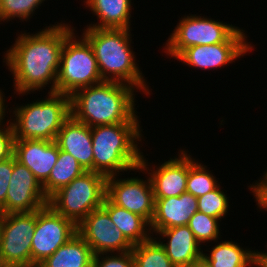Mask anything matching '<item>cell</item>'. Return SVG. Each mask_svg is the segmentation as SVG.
Returning <instances> with one entry per match:
<instances>
[{"instance_id":"6da1fadb","label":"cell","mask_w":267,"mask_h":267,"mask_svg":"<svg viewBox=\"0 0 267 267\" xmlns=\"http://www.w3.org/2000/svg\"><path fill=\"white\" fill-rule=\"evenodd\" d=\"M72 28L58 23L35 34L21 33L16 38L4 60L13 74L17 94H30L51 82L49 92H56L61 51L65 39L74 31Z\"/></svg>"},{"instance_id":"7a4b0ae2","label":"cell","mask_w":267,"mask_h":267,"mask_svg":"<svg viewBox=\"0 0 267 267\" xmlns=\"http://www.w3.org/2000/svg\"><path fill=\"white\" fill-rule=\"evenodd\" d=\"M134 90L130 85L113 81L81 88L70 96L71 116L89 127L139 123Z\"/></svg>"},{"instance_id":"3957f363","label":"cell","mask_w":267,"mask_h":267,"mask_svg":"<svg viewBox=\"0 0 267 267\" xmlns=\"http://www.w3.org/2000/svg\"><path fill=\"white\" fill-rule=\"evenodd\" d=\"M139 123H117L91 127L93 172L106 177L123 171L149 170L138 145L142 134Z\"/></svg>"},{"instance_id":"277c9868","label":"cell","mask_w":267,"mask_h":267,"mask_svg":"<svg viewBox=\"0 0 267 267\" xmlns=\"http://www.w3.org/2000/svg\"><path fill=\"white\" fill-rule=\"evenodd\" d=\"M84 30L82 36L92 47L103 81L124 83L150 95L130 48L131 29L87 27Z\"/></svg>"},{"instance_id":"5b68a950","label":"cell","mask_w":267,"mask_h":267,"mask_svg":"<svg viewBox=\"0 0 267 267\" xmlns=\"http://www.w3.org/2000/svg\"><path fill=\"white\" fill-rule=\"evenodd\" d=\"M41 101L17 106L10 121L14 139H37L55 141L63 123L71 116L70 96L48 92Z\"/></svg>"},{"instance_id":"8992f818","label":"cell","mask_w":267,"mask_h":267,"mask_svg":"<svg viewBox=\"0 0 267 267\" xmlns=\"http://www.w3.org/2000/svg\"><path fill=\"white\" fill-rule=\"evenodd\" d=\"M74 31L65 39L57 74L56 92L71 96L75 91L102 82L89 42Z\"/></svg>"},{"instance_id":"52a82bcc","label":"cell","mask_w":267,"mask_h":267,"mask_svg":"<svg viewBox=\"0 0 267 267\" xmlns=\"http://www.w3.org/2000/svg\"><path fill=\"white\" fill-rule=\"evenodd\" d=\"M106 179L103 174L86 171L55 192L49 198L48 204L57 213L78 225L90 212L103 205Z\"/></svg>"},{"instance_id":"ba28073f","label":"cell","mask_w":267,"mask_h":267,"mask_svg":"<svg viewBox=\"0 0 267 267\" xmlns=\"http://www.w3.org/2000/svg\"><path fill=\"white\" fill-rule=\"evenodd\" d=\"M36 211L0 215V267H31Z\"/></svg>"},{"instance_id":"9c48e42d","label":"cell","mask_w":267,"mask_h":267,"mask_svg":"<svg viewBox=\"0 0 267 267\" xmlns=\"http://www.w3.org/2000/svg\"><path fill=\"white\" fill-rule=\"evenodd\" d=\"M239 28L218 20L191 15L182 17L165 44V53L176 58L184 49L195 45L226 42Z\"/></svg>"},{"instance_id":"30bf717a","label":"cell","mask_w":267,"mask_h":267,"mask_svg":"<svg viewBox=\"0 0 267 267\" xmlns=\"http://www.w3.org/2000/svg\"><path fill=\"white\" fill-rule=\"evenodd\" d=\"M77 234V225L57 213L49 204L36 211L31 244V266L39 265Z\"/></svg>"},{"instance_id":"8fae6325","label":"cell","mask_w":267,"mask_h":267,"mask_svg":"<svg viewBox=\"0 0 267 267\" xmlns=\"http://www.w3.org/2000/svg\"><path fill=\"white\" fill-rule=\"evenodd\" d=\"M77 233L91 247L94 255L104 253H125L133 249L122 231L111 220L101 206L90 212L78 225Z\"/></svg>"},{"instance_id":"7c38bea8","label":"cell","mask_w":267,"mask_h":267,"mask_svg":"<svg viewBox=\"0 0 267 267\" xmlns=\"http://www.w3.org/2000/svg\"><path fill=\"white\" fill-rule=\"evenodd\" d=\"M246 39L244 31L239 28L226 42L188 47L175 59L203 70L223 67L252 50V44Z\"/></svg>"},{"instance_id":"4fadbf2b","label":"cell","mask_w":267,"mask_h":267,"mask_svg":"<svg viewBox=\"0 0 267 267\" xmlns=\"http://www.w3.org/2000/svg\"><path fill=\"white\" fill-rule=\"evenodd\" d=\"M116 176V177H115ZM106 179V197L115 205L143 217L149 224L154 216V193L150 178Z\"/></svg>"},{"instance_id":"5bb4252c","label":"cell","mask_w":267,"mask_h":267,"mask_svg":"<svg viewBox=\"0 0 267 267\" xmlns=\"http://www.w3.org/2000/svg\"><path fill=\"white\" fill-rule=\"evenodd\" d=\"M43 186L35 175L14 157V168L5 204L0 215L8 213L34 212L48 204Z\"/></svg>"},{"instance_id":"9a60e30c","label":"cell","mask_w":267,"mask_h":267,"mask_svg":"<svg viewBox=\"0 0 267 267\" xmlns=\"http://www.w3.org/2000/svg\"><path fill=\"white\" fill-rule=\"evenodd\" d=\"M13 155L43 185L57 162L59 147L55 141L14 139Z\"/></svg>"},{"instance_id":"2e32d148","label":"cell","mask_w":267,"mask_h":267,"mask_svg":"<svg viewBox=\"0 0 267 267\" xmlns=\"http://www.w3.org/2000/svg\"><path fill=\"white\" fill-rule=\"evenodd\" d=\"M153 169L152 167L148 174L153 187L154 199L176 197L186 192L188 177V154L186 151L181 150L179 157L170 158Z\"/></svg>"},{"instance_id":"e0dca14e","label":"cell","mask_w":267,"mask_h":267,"mask_svg":"<svg viewBox=\"0 0 267 267\" xmlns=\"http://www.w3.org/2000/svg\"><path fill=\"white\" fill-rule=\"evenodd\" d=\"M154 216L150 223L151 234L176 226H185L198 211V201L190 193L180 196L154 199Z\"/></svg>"},{"instance_id":"ac0fdd59","label":"cell","mask_w":267,"mask_h":267,"mask_svg":"<svg viewBox=\"0 0 267 267\" xmlns=\"http://www.w3.org/2000/svg\"><path fill=\"white\" fill-rule=\"evenodd\" d=\"M55 142L60 150L72 155L86 171H93L91 127L70 116L63 123Z\"/></svg>"},{"instance_id":"d6986e66","label":"cell","mask_w":267,"mask_h":267,"mask_svg":"<svg viewBox=\"0 0 267 267\" xmlns=\"http://www.w3.org/2000/svg\"><path fill=\"white\" fill-rule=\"evenodd\" d=\"M155 234L162 236L157 241L176 267H186L202 259L203 250L187 225L159 230ZM166 237L167 243L160 241Z\"/></svg>"},{"instance_id":"ffe728a7","label":"cell","mask_w":267,"mask_h":267,"mask_svg":"<svg viewBox=\"0 0 267 267\" xmlns=\"http://www.w3.org/2000/svg\"><path fill=\"white\" fill-rule=\"evenodd\" d=\"M85 3L99 19L87 27L130 29L131 0H86Z\"/></svg>"},{"instance_id":"44dd1931","label":"cell","mask_w":267,"mask_h":267,"mask_svg":"<svg viewBox=\"0 0 267 267\" xmlns=\"http://www.w3.org/2000/svg\"><path fill=\"white\" fill-rule=\"evenodd\" d=\"M102 207L108 212L114 225L122 231L133 246L152 237L149 233L151 232L150 224L143 217L113 204L107 197H105Z\"/></svg>"},{"instance_id":"7402d4cb","label":"cell","mask_w":267,"mask_h":267,"mask_svg":"<svg viewBox=\"0 0 267 267\" xmlns=\"http://www.w3.org/2000/svg\"><path fill=\"white\" fill-rule=\"evenodd\" d=\"M94 254L91 247L77 233L61 245L40 267H92Z\"/></svg>"},{"instance_id":"603a6c76","label":"cell","mask_w":267,"mask_h":267,"mask_svg":"<svg viewBox=\"0 0 267 267\" xmlns=\"http://www.w3.org/2000/svg\"><path fill=\"white\" fill-rule=\"evenodd\" d=\"M210 252L202 253V259L209 267H249L259 252L241 248L233 241H222L214 245Z\"/></svg>"},{"instance_id":"cb8c5ba5","label":"cell","mask_w":267,"mask_h":267,"mask_svg":"<svg viewBox=\"0 0 267 267\" xmlns=\"http://www.w3.org/2000/svg\"><path fill=\"white\" fill-rule=\"evenodd\" d=\"M85 172L86 170L72 155L59 149L57 162L48 180L42 185L46 197L49 199L55 192Z\"/></svg>"},{"instance_id":"d4e9b609","label":"cell","mask_w":267,"mask_h":267,"mask_svg":"<svg viewBox=\"0 0 267 267\" xmlns=\"http://www.w3.org/2000/svg\"><path fill=\"white\" fill-rule=\"evenodd\" d=\"M131 251L134 267H176L155 237L134 245Z\"/></svg>"},{"instance_id":"484cf974","label":"cell","mask_w":267,"mask_h":267,"mask_svg":"<svg viewBox=\"0 0 267 267\" xmlns=\"http://www.w3.org/2000/svg\"><path fill=\"white\" fill-rule=\"evenodd\" d=\"M188 155V177L186 192L196 198L215 190L219 184L216 178L202 163L196 162ZM207 169V170H206Z\"/></svg>"},{"instance_id":"4316f807","label":"cell","mask_w":267,"mask_h":267,"mask_svg":"<svg viewBox=\"0 0 267 267\" xmlns=\"http://www.w3.org/2000/svg\"><path fill=\"white\" fill-rule=\"evenodd\" d=\"M220 219L206 215L197 211L190 219L187 226L193 232L195 238L201 243L218 241L220 236L219 221Z\"/></svg>"},{"instance_id":"83f0119b","label":"cell","mask_w":267,"mask_h":267,"mask_svg":"<svg viewBox=\"0 0 267 267\" xmlns=\"http://www.w3.org/2000/svg\"><path fill=\"white\" fill-rule=\"evenodd\" d=\"M198 211L221 220L229 209V199L220 185L213 191L197 198Z\"/></svg>"},{"instance_id":"f1b7e54d","label":"cell","mask_w":267,"mask_h":267,"mask_svg":"<svg viewBox=\"0 0 267 267\" xmlns=\"http://www.w3.org/2000/svg\"><path fill=\"white\" fill-rule=\"evenodd\" d=\"M45 0H0V22L9 19L19 18L29 20L38 6ZM32 14V15H31Z\"/></svg>"},{"instance_id":"f546056e","label":"cell","mask_w":267,"mask_h":267,"mask_svg":"<svg viewBox=\"0 0 267 267\" xmlns=\"http://www.w3.org/2000/svg\"><path fill=\"white\" fill-rule=\"evenodd\" d=\"M111 255L107 256V253L94 255L92 267H134L132 251Z\"/></svg>"},{"instance_id":"4dcf8cb0","label":"cell","mask_w":267,"mask_h":267,"mask_svg":"<svg viewBox=\"0 0 267 267\" xmlns=\"http://www.w3.org/2000/svg\"><path fill=\"white\" fill-rule=\"evenodd\" d=\"M14 168V155L0 161V208L5 204L10 179Z\"/></svg>"},{"instance_id":"1f68e13d","label":"cell","mask_w":267,"mask_h":267,"mask_svg":"<svg viewBox=\"0 0 267 267\" xmlns=\"http://www.w3.org/2000/svg\"><path fill=\"white\" fill-rule=\"evenodd\" d=\"M6 124H3L6 128L0 126V161L13 155L14 132L10 120Z\"/></svg>"},{"instance_id":"d6a6232c","label":"cell","mask_w":267,"mask_h":267,"mask_svg":"<svg viewBox=\"0 0 267 267\" xmlns=\"http://www.w3.org/2000/svg\"><path fill=\"white\" fill-rule=\"evenodd\" d=\"M250 189L256 198L258 207L261 208L260 210L264 209L267 211V179L263 176L254 185L250 184Z\"/></svg>"},{"instance_id":"836d02e7","label":"cell","mask_w":267,"mask_h":267,"mask_svg":"<svg viewBox=\"0 0 267 267\" xmlns=\"http://www.w3.org/2000/svg\"><path fill=\"white\" fill-rule=\"evenodd\" d=\"M5 96H3V93L0 90V126L3 124V119L6 116V112L5 109L7 108V106H5L4 102H5V98H3ZM6 107V108H5Z\"/></svg>"},{"instance_id":"e575fe53","label":"cell","mask_w":267,"mask_h":267,"mask_svg":"<svg viewBox=\"0 0 267 267\" xmlns=\"http://www.w3.org/2000/svg\"><path fill=\"white\" fill-rule=\"evenodd\" d=\"M257 266V267H267V262L260 256L258 255L252 262L250 267L252 266Z\"/></svg>"},{"instance_id":"d590c367","label":"cell","mask_w":267,"mask_h":267,"mask_svg":"<svg viewBox=\"0 0 267 267\" xmlns=\"http://www.w3.org/2000/svg\"><path fill=\"white\" fill-rule=\"evenodd\" d=\"M186 267H209V266L206 264V262L203 259H201V260H199L195 263H192Z\"/></svg>"},{"instance_id":"8d00e7d4","label":"cell","mask_w":267,"mask_h":267,"mask_svg":"<svg viewBox=\"0 0 267 267\" xmlns=\"http://www.w3.org/2000/svg\"><path fill=\"white\" fill-rule=\"evenodd\" d=\"M259 255L267 262V252L264 253V251L259 252Z\"/></svg>"},{"instance_id":"74e56055","label":"cell","mask_w":267,"mask_h":267,"mask_svg":"<svg viewBox=\"0 0 267 267\" xmlns=\"http://www.w3.org/2000/svg\"><path fill=\"white\" fill-rule=\"evenodd\" d=\"M265 175H263L266 179H267V171H266V173H264Z\"/></svg>"}]
</instances>
